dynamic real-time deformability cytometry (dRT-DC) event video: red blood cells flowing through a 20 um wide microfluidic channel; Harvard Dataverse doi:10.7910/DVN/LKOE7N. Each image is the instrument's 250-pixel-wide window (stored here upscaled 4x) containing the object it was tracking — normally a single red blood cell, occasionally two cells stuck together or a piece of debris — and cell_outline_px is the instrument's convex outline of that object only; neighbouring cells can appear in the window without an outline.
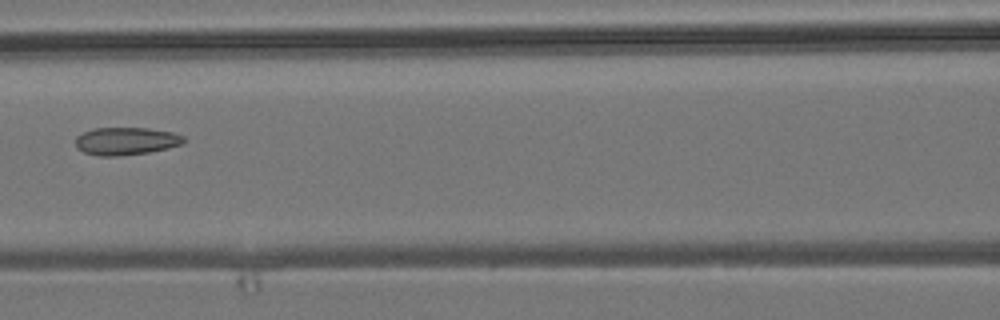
{"species": "common noctule bat (a hibernating species)", "species_latin": "Nyctalus noctula", "temperature_condition": "room temperature", "stored_images_in_passage": 7, "camera_frame_rate_fps": 3000, "um_per_image_px": 0.085, "animal": {"sex": "male", "body_mass_g": 19.2, "forearm_length_mm": 51.8}, "frame": {"image": 1, "passage_image": 6, "time_ms": 6.0, "image_size_px": [1000, 320], "cell_outline_px": [[184, 144], [168, 148], [148, 152], [120, 156], [96, 156], [84, 152], [76, 148], [76, 136], [92, 128], [148, 128], [172, 132], [184, 136]], "centroid_in_image_um": [10.7, 11.99], "position_along_channel_um": 155.9, "area_um2": 17.57}}
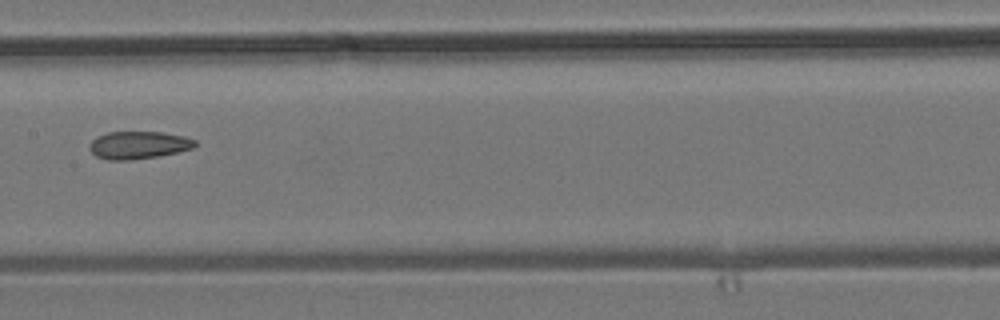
{"frame": {"image": 2, "passage_image": 7, "time_ms": 7.0, "image_size_px": [1000, 320], "cell_outline_px": [[196, 144], [192, 148], [160, 156], [128, 160], [108, 160], [96, 156], [88, 148], [88, 144], [96, 136], [108, 132], [160, 132], [184, 136], [196, 140]], "centroid_in_image_um": [11.73, 12.33], "position_along_channel_um": 195.7, "area_um2": 16.99}}